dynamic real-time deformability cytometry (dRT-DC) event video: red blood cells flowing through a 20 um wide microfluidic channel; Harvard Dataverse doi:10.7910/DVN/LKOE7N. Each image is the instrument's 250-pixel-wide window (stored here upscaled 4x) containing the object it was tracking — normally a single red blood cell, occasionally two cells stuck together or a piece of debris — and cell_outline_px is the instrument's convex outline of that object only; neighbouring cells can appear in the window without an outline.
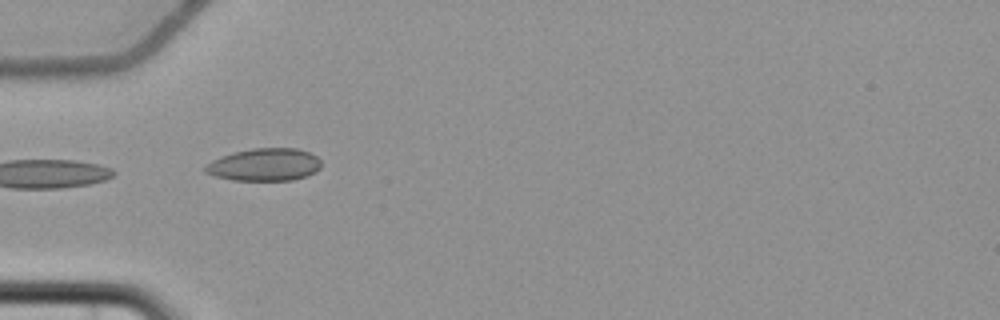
{"species": "common noctule bat (a hibernating species)", "species_latin": "Nyctalus noctula", "temperature_condition": "cold", "stored_images_in_passage": 6, "camera_frame_rate_fps": 3000, "um_per_image_px": 0.085, "animal": {"sex": "female", "body_mass_g": 22.7, "forearm_length_mm": 54.2}, "frame": {"image": 1, "passage_image": 5, "time_ms": 5.0, "image_size_px": [1000, 320], "cell_outline_px": [[320, 168], [316, 172], [308, 176], [292, 180], [232, 180], [216, 176], [204, 172], [204, 168], [212, 160], [220, 156], [232, 152], [252, 148], [296, 148], [308, 152], [316, 156], [320, 160]], "centroid_in_image_um": [22.48, 13.99], "position_along_channel_um": 62.5, "area_um2": 22.08}}